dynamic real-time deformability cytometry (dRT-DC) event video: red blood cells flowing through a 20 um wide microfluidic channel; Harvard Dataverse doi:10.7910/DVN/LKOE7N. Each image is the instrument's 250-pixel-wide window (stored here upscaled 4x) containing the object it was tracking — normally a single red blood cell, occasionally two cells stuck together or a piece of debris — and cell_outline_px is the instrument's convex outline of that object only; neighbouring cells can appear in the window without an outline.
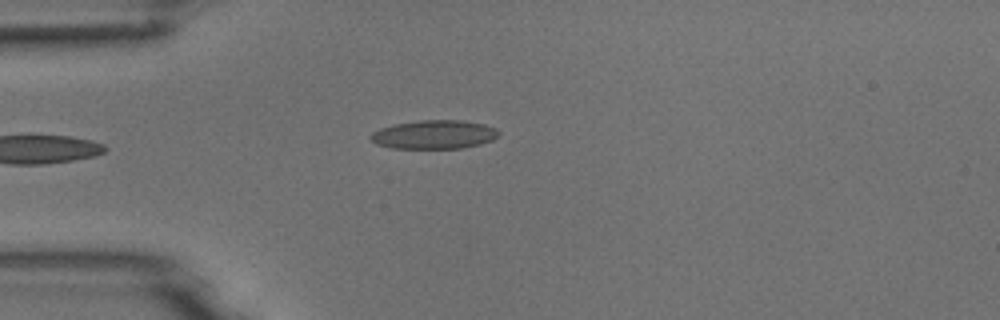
{"species": "common noctule bat (a hibernating species)", "species_latin": "Nyctalus noctula", "temperature_condition": "room temperature", "stored_images_in_passage": 6, "camera_frame_rate_fps": 3000, "um_per_image_px": 0.085, "animal": {"sex": "male", "body_mass_g": 18.8}, "frame": {"image": 1, "passage_image": 6, "time_ms": 1.667, "image_size_px": [1000, 320], "cell_outline_px": [[500, 132], [492, 140], [480, 144], [464, 148], [392, 148], [376, 144], [368, 136], [372, 132], [380, 128], [392, 124], [420, 120], [460, 120], [484, 124], [496, 128]], "centroid_in_image_um": [36.88, 11.43], "position_along_channel_um": 48.1, "area_um2": 21.5}}